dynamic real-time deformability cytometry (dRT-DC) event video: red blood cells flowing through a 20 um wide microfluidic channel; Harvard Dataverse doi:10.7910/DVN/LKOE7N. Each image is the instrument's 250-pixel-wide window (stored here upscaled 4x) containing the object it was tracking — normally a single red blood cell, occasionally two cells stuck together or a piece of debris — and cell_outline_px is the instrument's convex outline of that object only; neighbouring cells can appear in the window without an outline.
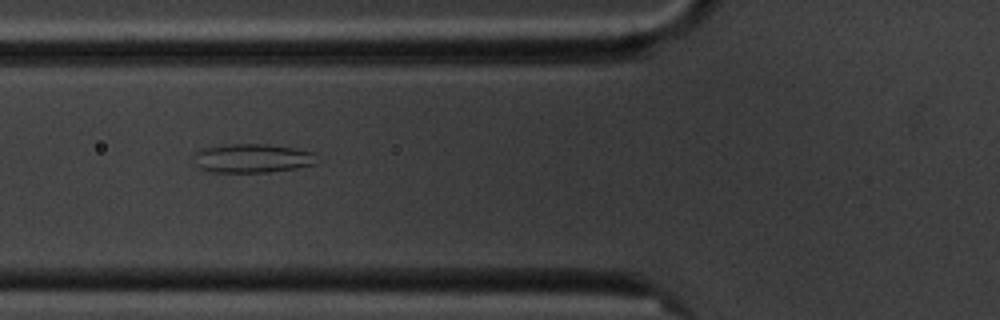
{"species": "common noctule bat (a hibernating species)", "species_latin": "Nyctalus noctula", "temperature_condition": "cold", "stored_images_in_passage": 8, "camera_frame_rate_fps": 3000, "um_per_image_px": 0.085, "animal": {"sex": "male", "body_mass_g": 20.1, "forearm_length_mm": 53.5}, "frame": {"image": 1, "passage_image": 6, "time_ms": 5.667, "image_size_px": [1000, 320], "cell_outline_px": [[316, 164], [296, 168], [268, 172], [212, 172], [200, 168], [196, 164], [196, 152], [200, 148], [224, 144], [268, 144], [292, 148], [312, 152]], "centroid_in_image_um": [21.41, 13.45], "position_along_channel_um": 104.4, "area_um2": 20.52}}